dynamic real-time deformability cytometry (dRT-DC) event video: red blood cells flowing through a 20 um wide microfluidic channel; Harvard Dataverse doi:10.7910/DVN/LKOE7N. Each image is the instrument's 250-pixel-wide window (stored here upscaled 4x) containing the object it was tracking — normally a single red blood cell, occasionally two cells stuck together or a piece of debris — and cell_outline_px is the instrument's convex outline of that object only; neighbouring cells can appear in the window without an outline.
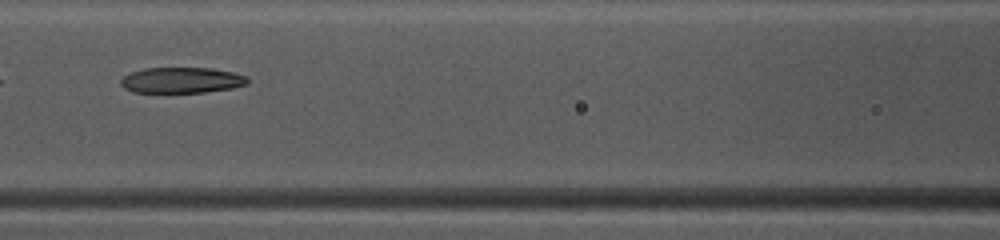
{"species": "common noctule bat (a hibernating species)", "species_latin": "Nyctalus noctula", "temperature_condition": "warm", "stored_images_in_passage": 34, "camera_frame_rate_fps": 3000, "um_per_image_px": 0.085, "animal": {"sex": "female", "body_mass_g": 10.0, "forearm_length_mm": 53.1}, "frame": {"image": 1, "passage_image": 10, "time_ms": 3.0, "image_size_px": [1000, 240], "cell_outline_px": [[248, 84], [232, 88], [204, 92], [132, 92], [124, 88], [120, 84], [120, 80], [124, 76], [132, 72], [144, 68], [212, 68], [232, 72], [244, 76], [248, 80]], "centroid_in_image_um": [15.41, 6.82], "position_along_channel_um": 151.2, "area_um2": 18.9}, "authors_computed_cell_mechanics": {"area_um2": 20.0277, "velocity_mm_per_s": 4.1644, "shape_relaxation_time_tau1_ms": null, "shape_relaxation_time_tau2_ms": 3.0751, "deformation_change_tau1": null, "deformation_change_tau2": 0.1215}}